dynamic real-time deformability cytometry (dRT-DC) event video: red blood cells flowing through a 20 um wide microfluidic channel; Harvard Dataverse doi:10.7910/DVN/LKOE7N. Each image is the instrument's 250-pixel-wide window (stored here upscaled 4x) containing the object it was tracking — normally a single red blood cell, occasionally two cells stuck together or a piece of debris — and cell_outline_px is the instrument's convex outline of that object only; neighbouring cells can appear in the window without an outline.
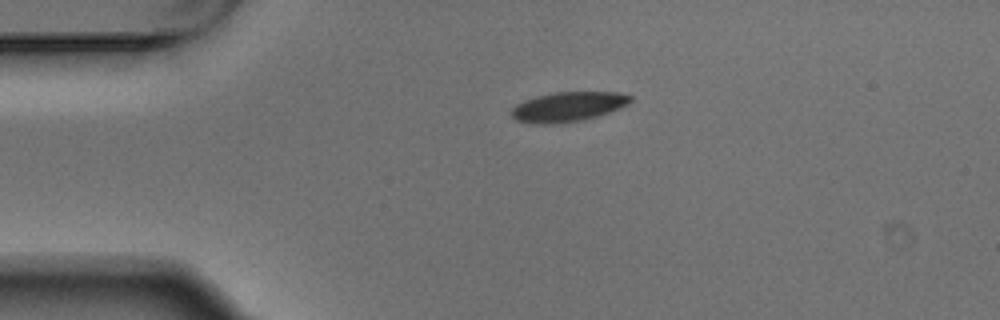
{"species": "Egyptian fruit bat (a non-hibernating species)", "species_latin": "Rousettus aegyptiacus", "temperature_condition": "warm", "stored_images_in_passage": 2, "camera_frame_rate_fps": 3000, "um_per_image_px": 0.085, "animal": {"sex": "male"}, "frame": {"image": 1, "passage_image": 1, "time_ms": 0.0, "image_size_px": [1000, 320], "cell_outline_px": [[632, 100], [628, 104], [620, 108], [584, 120], [556, 124], [528, 124], [516, 120], [512, 116], [512, 108], [516, 104], [524, 100], [536, 96], [556, 92], [620, 92], [632, 96]], "centroid_in_image_um": [48.27, 9.08], "position_along_channel_um": 36.7, "area_um2": 20.75}}